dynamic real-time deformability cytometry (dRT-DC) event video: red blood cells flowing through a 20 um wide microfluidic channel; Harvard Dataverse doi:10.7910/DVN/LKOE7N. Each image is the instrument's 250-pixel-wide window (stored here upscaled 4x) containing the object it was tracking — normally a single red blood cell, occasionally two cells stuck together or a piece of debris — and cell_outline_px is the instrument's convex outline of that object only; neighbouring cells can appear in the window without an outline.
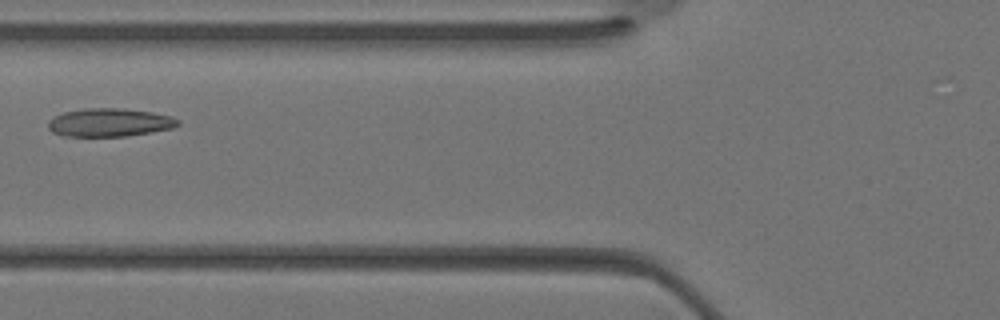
{"species": "Egyptian fruit bat (a non-hibernating species)", "species_latin": "Rousettus aegyptiacus", "temperature_condition": "warm", "stored_images_in_passage": 30, "camera_frame_rate_fps": 3000, "um_per_image_px": 0.085, "animal": {"sex": "female"}, "frame": {"image": 1, "passage_image": 9, "time_ms": 2.667, "image_size_px": [1000, 320], "cell_outline_px": [[180, 124], [172, 128], [152, 132], [128, 136], [64, 136], [52, 132], [48, 128], [48, 120], [52, 116], [64, 112], [84, 108], [124, 108], [152, 112], [172, 116], [180, 120]], "centroid_in_image_um": [9.31, 10.4], "position_along_channel_um": 116.5, "area_um2": 21.62}}
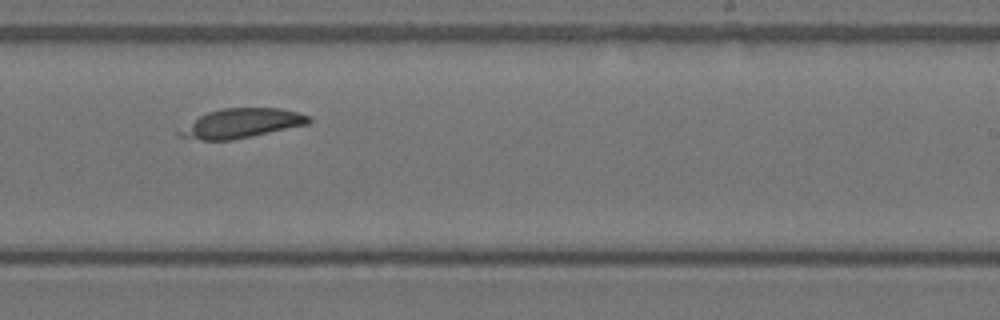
{"frame": {"image": 2, "passage_image": 17, "time_ms": 5.333, "image_size_px": [1000, 320], "cell_outline_px": [[312, 120], [308, 124], [232, 140], [200, 140], [180, 136], [176, 132], [200, 116], [208, 112], [220, 108], [280, 108], [312, 116]], "centroid_in_image_um": [20.55, 10.47], "position_along_channel_um": 268.4, "area_um2": 21.85}}
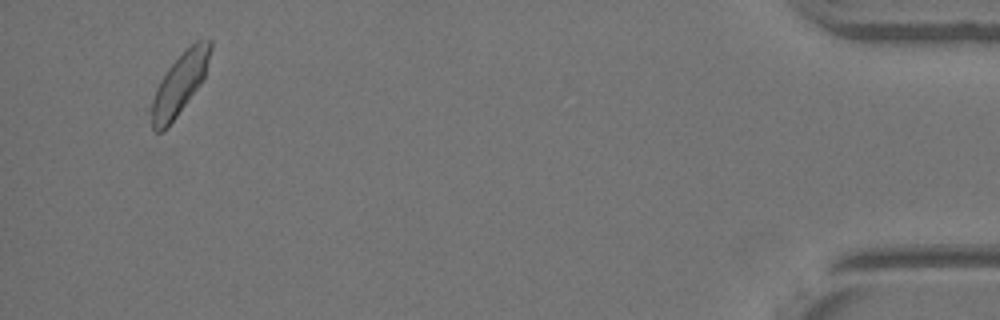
{"frame": {"image": 3, "passage_image": 29, "time_ms": 9.333, "image_size_px": [1000, 320], "cell_outline_px": [[212, 48], [204, 76], [200, 84], [168, 128], [164, 132], [152, 132], [144, 108], [160, 80], [168, 68], [196, 40], [208, 36], [212, 40]], "centroid_in_image_um": [15.14, 7.25], "position_along_channel_um": 420.1, "area_um2": 22.08}}